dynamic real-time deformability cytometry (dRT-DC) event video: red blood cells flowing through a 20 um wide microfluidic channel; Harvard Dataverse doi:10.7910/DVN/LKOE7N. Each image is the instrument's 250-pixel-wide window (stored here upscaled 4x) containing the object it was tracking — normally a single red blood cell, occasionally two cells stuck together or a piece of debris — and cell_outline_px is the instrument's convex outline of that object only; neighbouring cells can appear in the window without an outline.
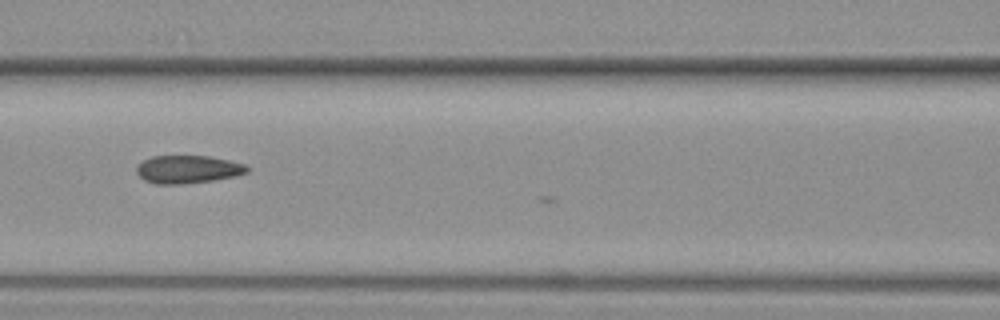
{"species": "common noctule bat (a hibernating species)", "species_latin": "Nyctalus noctula", "temperature_condition": "warm", "stored_images_in_passage": 17, "camera_frame_rate_fps": 3000, "um_per_image_px": 0.085, "animal": {"sex": "female", "body_mass_g": 19.3, "forearm_length_mm": 54.1}, "frame": {"image": 1, "passage_image": 5, "time_ms": 1.333, "image_size_px": [1000, 320], "cell_outline_px": [[248, 172], [236, 176], [212, 180], [180, 184], [156, 184], [144, 180], [136, 172], [136, 164], [152, 156], [208, 156], [228, 160], [244, 164], [248, 168]], "centroid_in_image_um": [15.93, 14.39], "position_along_channel_um": 150.7, "area_um2": 17.92}}
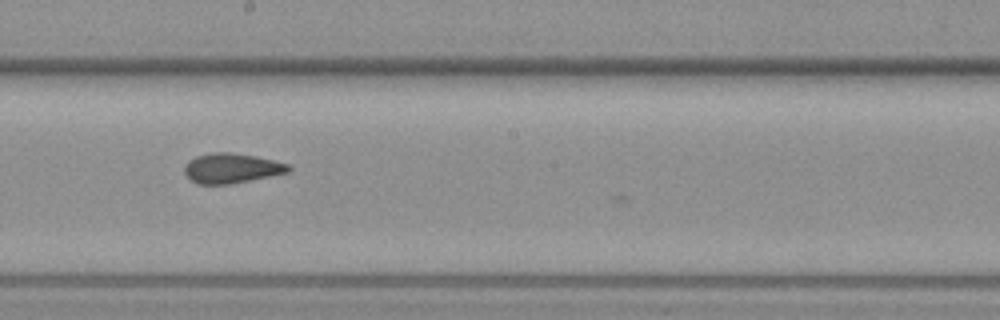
{"frame": {"image": 2, "passage_image": 11, "time_ms": 3.333, "image_size_px": [1000, 320], "cell_outline_px": [[292, 168], [288, 172], [232, 184], [200, 184], [192, 180], [184, 172], [184, 164], [188, 160], [196, 156], [212, 152], [232, 152], [256, 156], [288, 164]], "centroid_in_image_um": [19.66, 14.29], "position_along_channel_um": 228.5, "area_um2": 18.09}}
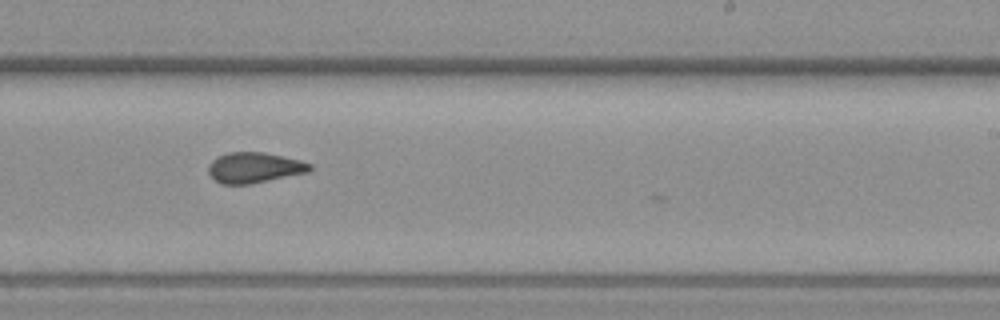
{"frame": {"image": 3, "passage_image": 14, "time_ms": 4.333, "image_size_px": [1000, 320], "cell_outline_px": [[312, 168], [308, 172], [252, 184], [220, 184], [208, 172], [208, 164], [212, 160], [228, 152], [264, 152], [300, 160], [312, 164]], "centroid_in_image_um": [21.62, 14.25], "position_along_channel_um": 267.4, "area_um2": 18.03}}